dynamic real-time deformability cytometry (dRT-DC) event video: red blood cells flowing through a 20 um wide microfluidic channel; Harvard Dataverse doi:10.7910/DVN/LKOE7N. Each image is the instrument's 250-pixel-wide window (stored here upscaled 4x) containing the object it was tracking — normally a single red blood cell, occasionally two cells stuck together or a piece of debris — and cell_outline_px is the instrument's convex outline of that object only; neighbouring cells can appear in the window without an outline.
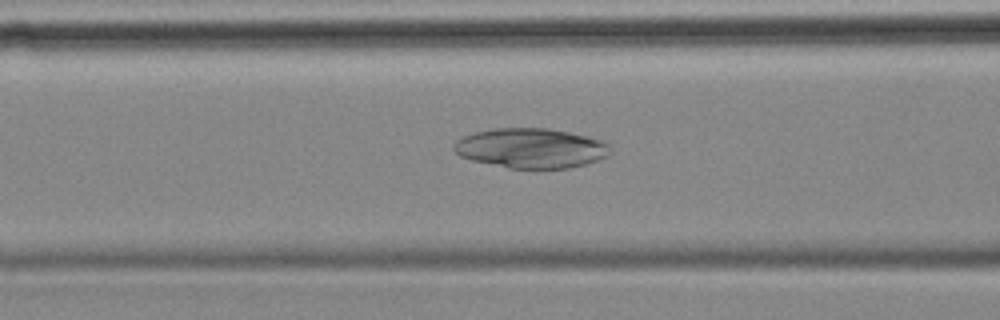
{"species": "common noctule bat (a hibernating species)", "species_latin": "Nyctalus noctula", "temperature_condition": "cold", "stored_images_in_passage": 41, "camera_frame_rate_fps": 3000, "um_per_image_px": 0.085, "animal": {"sex": "female", "body_mass_g": 18.4}, "frame": {"image": 1, "passage_image": 21, "time_ms": 6.667, "image_size_px": [1000, 320], "cell_outline_px": [[612, 152], [608, 156], [584, 164], [568, 168], [508, 168], [472, 160], [460, 156], [452, 148], [456, 140], [464, 136], [476, 132], [496, 128], [548, 128], [568, 132], [600, 140], [608, 144]], "centroid_in_image_um": [45.12, 12.59], "position_along_channel_um": 121.5, "area_um2": 36.01}}
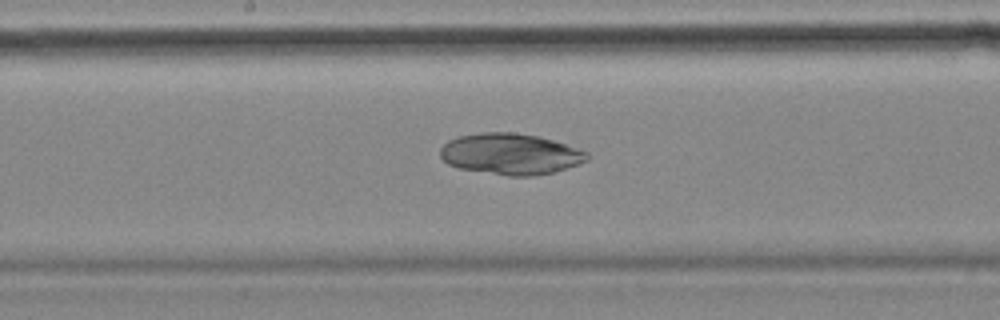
{"frame": {"image": 2, "passage_image": 28, "time_ms": 9.0, "image_size_px": [1000, 320], "cell_outline_px": [[592, 156], [588, 160], [552, 172], [532, 176], [508, 176], [460, 168], [448, 164], [440, 156], [440, 148], [448, 140], [460, 136], [480, 132], [512, 132], [536, 136], [552, 140], [588, 152]], "centroid_in_image_um": [43.37, 13.08], "position_along_channel_um": 204.8, "area_um2": 34.91}}
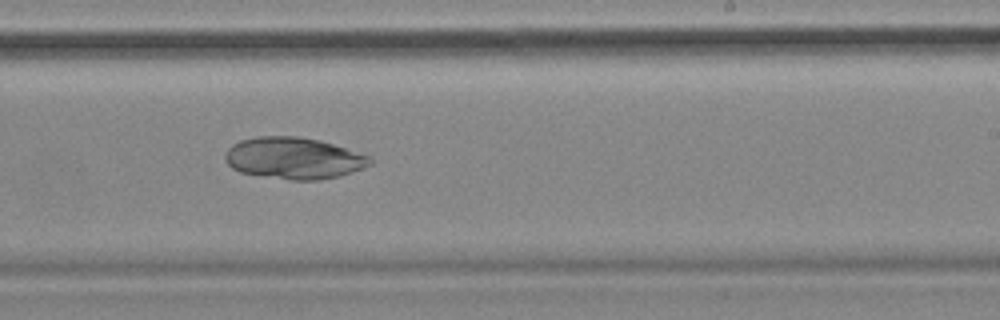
{"frame": {"image": 3, "passage_image": 33, "time_ms": 10.667, "image_size_px": [1000, 320], "cell_outline_px": [[372, 164], [364, 168], [340, 176], [320, 180], [292, 180], [240, 172], [232, 168], [224, 160], [224, 156], [228, 148], [232, 144], [240, 140], [256, 136], [300, 136], [320, 140], [368, 156], [372, 160]], "centroid_in_image_um": [24.94, 13.44], "position_along_channel_um": 264.1, "area_um2": 35.14}}